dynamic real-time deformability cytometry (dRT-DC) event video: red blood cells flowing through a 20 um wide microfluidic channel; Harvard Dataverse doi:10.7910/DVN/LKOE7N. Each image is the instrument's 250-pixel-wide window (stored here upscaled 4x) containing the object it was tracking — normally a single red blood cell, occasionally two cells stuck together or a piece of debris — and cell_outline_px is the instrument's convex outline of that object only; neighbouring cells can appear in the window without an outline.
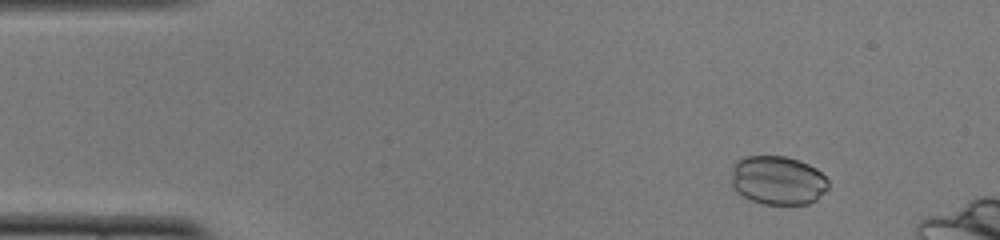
{"species": "common noctule bat (a hibernating species)", "species_latin": "Nyctalus noctula", "temperature_condition": "cold", "stored_images_in_passage": 47, "camera_frame_rate_fps": 3000, "um_per_image_px": 0.085, "animal": {"sex": "female", "body_mass_g": 22.0, "forearm_length_mm": 56.7}, "frame": {"image": 1, "passage_image": 6, "time_ms": 1.667, "image_size_px": [1000, 240], "cell_outline_px": [[828, 188], [816, 200], [808, 204], [764, 204], [752, 200], [736, 192], [732, 188], [732, 172], [736, 160], [744, 156], [784, 156], [800, 160], [816, 168], [828, 180]], "centroid_in_image_um": [66.11, 15.32], "position_along_channel_um": 18.9, "area_um2": 27.69}}
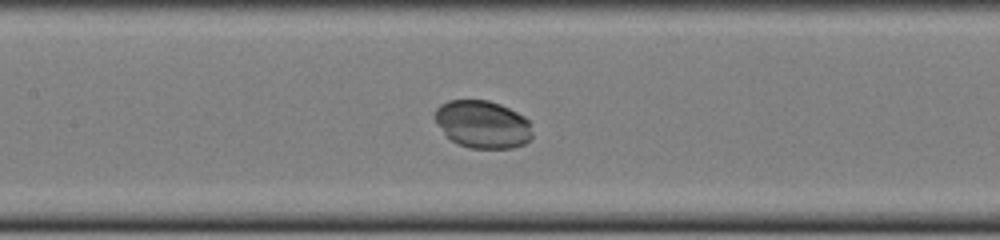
{"frame": {"image": 2, "passage_image": 24, "time_ms": 7.667, "image_size_px": [1000, 240], "cell_outline_px": [[532, 136], [524, 144], [512, 148], [468, 148], [456, 144], [444, 132], [436, 120], [436, 108], [440, 104], [448, 100], [488, 100], [500, 104], [524, 116], [528, 120], [532, 132]], "centroid_in_image_um": [41.03, 10.57], "position_along_channel_um": 166.4, "area_um2": 26.88}}
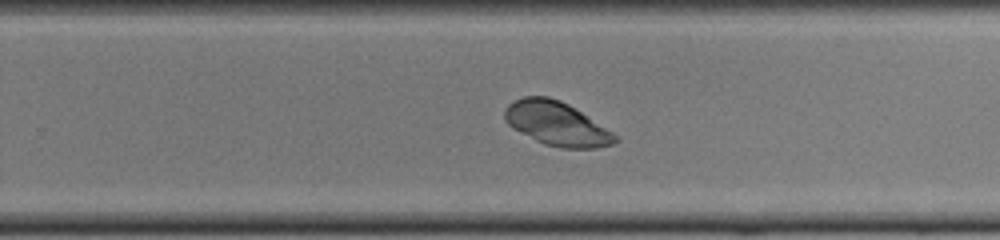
{"frame": {"image": 3, "passage_image": 33, "time_ms": 10.667, "image_size_px": [1000, 240], "cell_outline_px": [[616, 140], [612, 144], [596, 148], [560, 148], [544, 144], [512, 128], [504, 120], [504, 108], [508, 104], [524, 96], [548, 96], [560, 100], [568, 104], [612, 132], [616, 136]], "centroid_in_image_um": [47.26, 10.5], "position_along_channel_um": 282.5, "area_um2": 27.92}}